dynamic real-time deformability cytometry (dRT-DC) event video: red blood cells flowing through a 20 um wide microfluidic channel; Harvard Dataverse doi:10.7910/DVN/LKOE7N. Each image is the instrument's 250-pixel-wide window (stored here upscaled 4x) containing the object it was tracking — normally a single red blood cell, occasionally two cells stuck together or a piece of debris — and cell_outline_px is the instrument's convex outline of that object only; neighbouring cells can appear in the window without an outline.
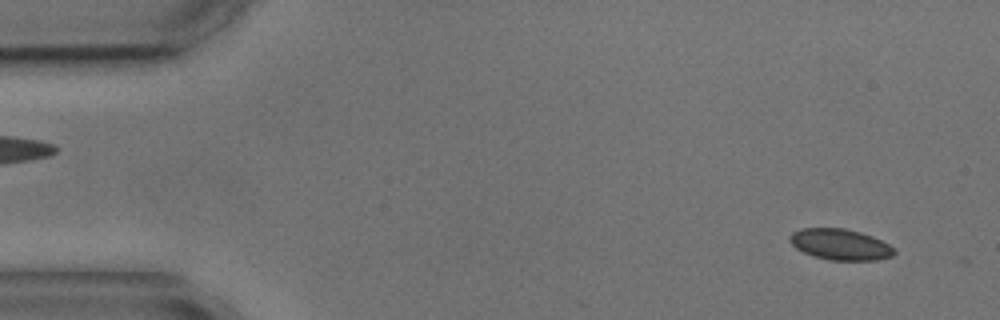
{"species": "common noctule bat (a hibernating species)", "species_latin": "Nyctalus noctula", "temperature_condition": "cold", "stored_images_in_passage": 5, "segment_of_instrument_passage": [2, 2], "camera_frame_rate_fps": 3000, "um_per_image_px": 0.085, "animal": {"sex": "male", "body_mass_g": 17.9, "forearm_length_mm": 54.2}, "frame": {"image": 1, "passage_image": 5, "time_ms": 5.0, "image_size_px": [1000, 320], "cell_outline_px": [[896, 252], [892, 256], [876, 260], [828, 260], [812, 256], [796, 248], [788, 240], [788, 236], [792, 232], [800, 228], [844, 228], [860, 232], [872, 236], [888, 244]], "centroid_in_image_um": [71.37, 20.77], "position_along_channel_um": 13.6, "area_um2": 18.9}}